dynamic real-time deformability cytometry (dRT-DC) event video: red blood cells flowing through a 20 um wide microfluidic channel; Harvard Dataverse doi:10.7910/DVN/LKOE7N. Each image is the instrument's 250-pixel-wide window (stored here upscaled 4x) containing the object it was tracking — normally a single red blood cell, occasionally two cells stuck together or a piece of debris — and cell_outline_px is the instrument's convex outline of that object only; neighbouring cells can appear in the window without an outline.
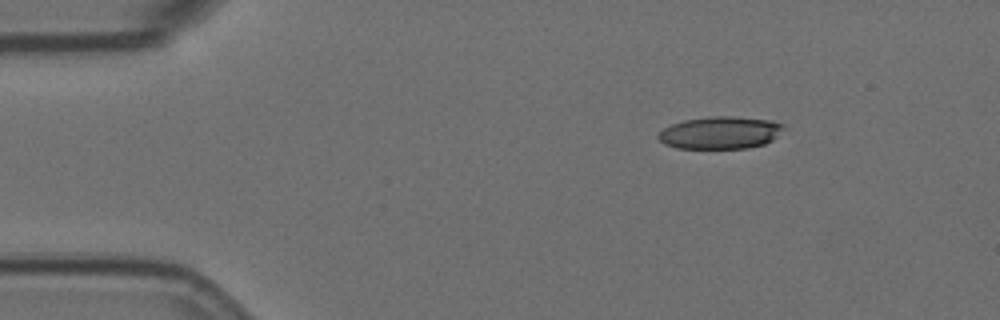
{"species": "Egyptian fruit bat (a non-hibernating species)", "species_latin": "Rousettus aegyptiacus", "temperature_condition": "room temperature", "stored_images_in_passage": 5, "camera_frame_rate_fps": 3000, "um_per_image_px": 0.085, "animal": {"sex": "female"}, "frame": {"image": 1, "passage_image": 1, "time_ms": 0.0, "image_size_px": [1000, 320], "cell_outline_px": [[784, 128], [772, 140], [764, 144], [748, 148], [676, 148], [664, 144], [656, 136], [664, 128], [672, 124], [684, 120], [708, 116], [736, 116], [772, 120], [784, 124]], "centroid_in_image_um": [61.22, 11.27], "position_along_channel_um": 23.8, "area_um2": 23.76}}
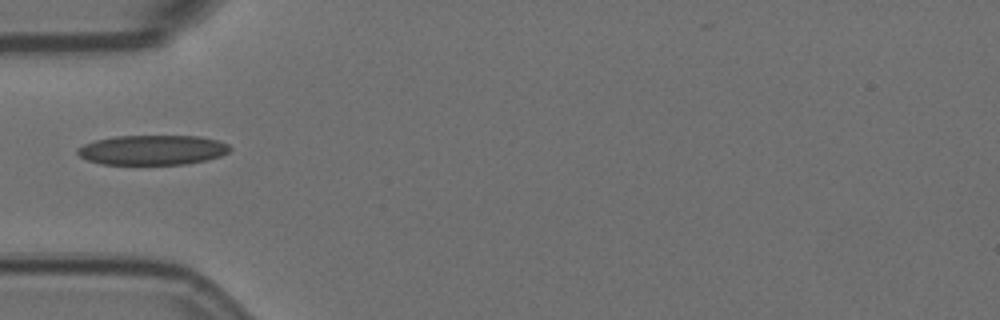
{"frame": {"image": 2, "passage_image": 4, "time_ms": 1.0, "image_size_px": [1000, 320], "cell_outline_px": [[232, 148], [228, 152], [220, 156], [204, 160], [184, 164], [100, 164], [88, 160], [80, 156], [76, 152], [76, 148], [84, 144], [96, 140], [116, 136], [200, 136], [216, 140], [228, 144]], "centroid_in_image_um": [12.94, 12.74], "position_along_channel_um": 72.1, "area_um2": 26.36}}